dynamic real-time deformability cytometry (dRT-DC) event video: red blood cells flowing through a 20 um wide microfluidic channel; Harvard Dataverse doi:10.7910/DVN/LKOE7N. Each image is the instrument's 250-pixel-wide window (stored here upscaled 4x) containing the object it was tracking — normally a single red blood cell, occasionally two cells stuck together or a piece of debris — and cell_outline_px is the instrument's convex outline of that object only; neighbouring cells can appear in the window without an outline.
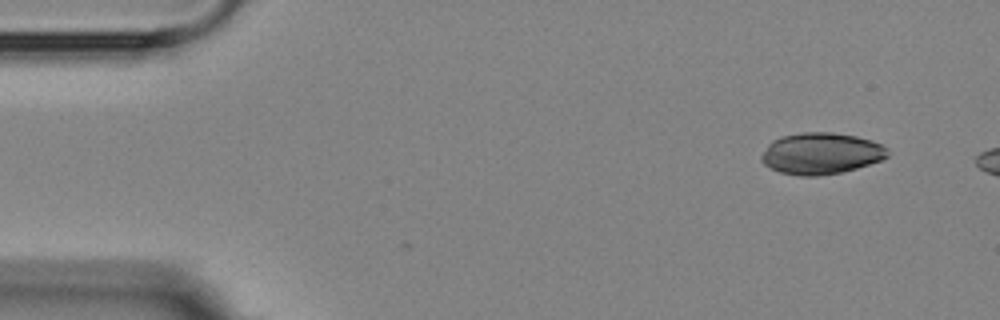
{"species": "Egyptian fruit bat (a non-hibernating species)", "species_latin": "Rousettus aegyptiacus", "temperature_condition": "room temperature", "stored_images_in_passage": 3, "camera_frame_rate_fps": 3000, "um_per_image_px": 0.085, "animal": {"sex": "female"}, "frame": {"image": 1, "passage_image": 1, "time_ms": 0.0, "image_size_px": [1000, 320], "cell_outline_px": [[888, 156], [880, 160], [856, 168], [840, 172], [816, 176], [800, 176], [780, 172], [764, 164], [760, 160], [760, 156], [768, 144], [772, 140], [780, 136], [804, 132], [832, 132], [856, 136], [872, 140], [880, 144], [888, 152]], "centroid_in_image_um": [69.74, 13.03], "position_along_channel_um": 15.3, "area_um2": 30.35}}